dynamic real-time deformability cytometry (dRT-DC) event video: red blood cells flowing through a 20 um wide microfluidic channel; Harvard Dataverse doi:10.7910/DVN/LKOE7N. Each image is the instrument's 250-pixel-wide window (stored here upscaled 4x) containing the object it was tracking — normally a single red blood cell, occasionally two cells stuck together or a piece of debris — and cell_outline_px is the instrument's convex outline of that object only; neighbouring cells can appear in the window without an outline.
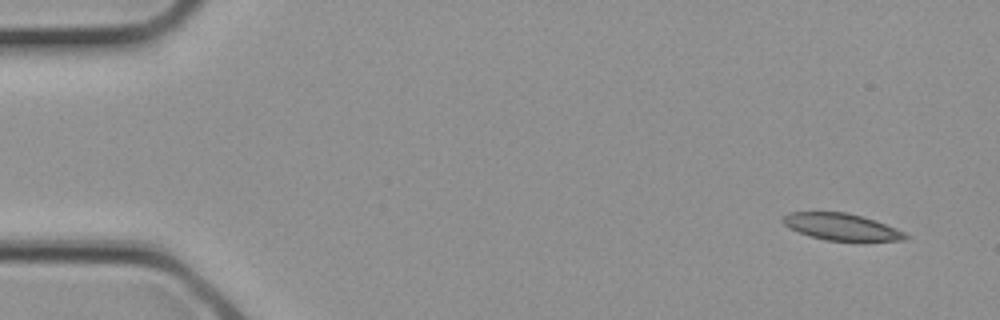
{"species": "common noctule bat (a hibernating species)", "species_latin": "Nyctalus noctula", "temperature_condition": "cold", "stored_images_in_passage": 2, "segment_of_instrument_passage": [2, 2], "camera_frame_rate_fps": 3000, "um_per_image_px": 0.085, "animal": {"sex": "female", "body_mass_g": 21.9}, "frame": {"image": 1, "passage_image": 2, "time_ms": 0.333, "image_size_px": [1000, 320], "cell_outline_px": [[908, 240], [828, 240], [812, 236], [800, 232], [784, 224], [780, 220], [780, 216], [788, 212], [848, 212], [884, 224], [904, 232], [908, 236]], "centroid_in_image_um": [71.46, 19.26], "position_along_channel_um": 13.5, "area_um2": 18.61}}